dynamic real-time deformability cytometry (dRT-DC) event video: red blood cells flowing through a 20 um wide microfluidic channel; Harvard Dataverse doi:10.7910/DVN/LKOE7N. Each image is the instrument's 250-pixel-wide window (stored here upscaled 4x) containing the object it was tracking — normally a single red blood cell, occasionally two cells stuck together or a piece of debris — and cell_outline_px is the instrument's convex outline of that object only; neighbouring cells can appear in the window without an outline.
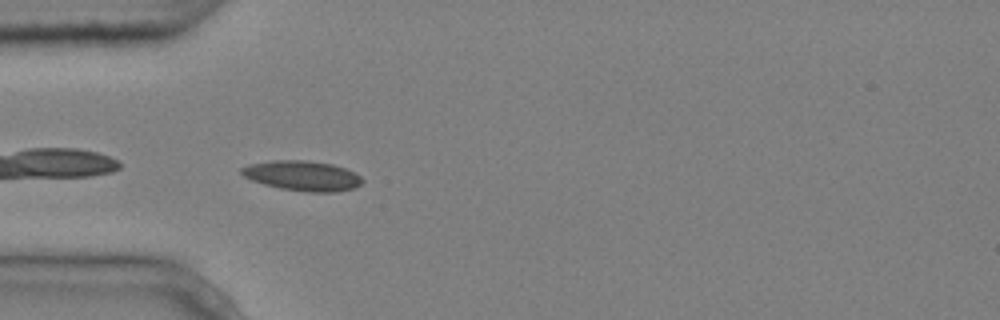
{"species": "common noctule bat (a hibernating species)", "species_latin": "Nyctalus noctula", "temperature_condition": "cold", "stored_images_in_passage": 5, "camera_frame_rate_fps": 3000, "um_per_image_px": 0.085, "animal": {"sex": "male", "body_mass_g": 20.4}, "frame": {"image": 1, "passage_image": 5, "time_ms": 1.333, "image_size_px": [1000, 320], "cell_outline_px": [[364, 180], [356, 188], [340, 192], [308, 192], [280, 188], [264, 184], [252, 180], [244, 176], [240, 172], [240, 168], [248, 164], [272, 160], [308, 160], [332, 164], [344, 168], [360, 176]], "centroid_in_image_um": [25.71, 14.94], "position_along_channel_um": 59.3, "area_um2": 21.21}}